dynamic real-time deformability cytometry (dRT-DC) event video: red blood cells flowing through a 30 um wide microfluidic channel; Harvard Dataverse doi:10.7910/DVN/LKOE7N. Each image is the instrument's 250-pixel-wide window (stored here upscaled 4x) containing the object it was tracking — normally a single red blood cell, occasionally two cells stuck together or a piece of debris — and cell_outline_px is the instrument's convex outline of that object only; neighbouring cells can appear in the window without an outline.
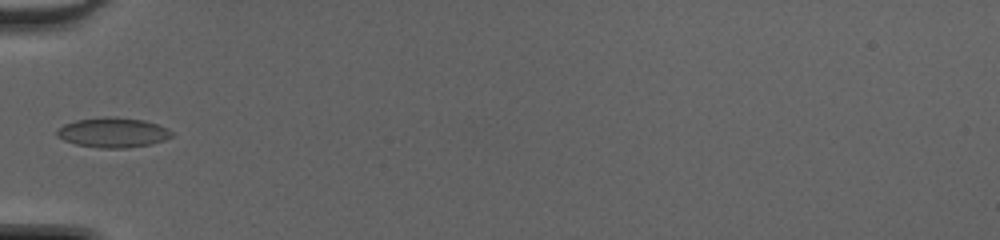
{"species": "common noctule bat (a hibernating species)", "species_latin": "Nyctalus noctula", "temperature_condition": "cold", "stored_images_in_passage": 13, "camera_frame_rate_fps": 3000, "um_per_image_px": 0.085, "animal": {"sex": "female", "body_mass_g": 20.0, "forearm_length_mm": 54.0}, "frame": {"image": 1, "passage_image": 1, "time_ms": 0.0, "image_size_px": [1000, 240], "cell_outline_px": [[172, 136], [164, 140], [152, 144], [128, 148], [100, 148], [76, 144], [64, 140], [56, 136], [56, 132], [64, 124], [76, 120], [108, 116], [116, 116], [144, 120], [168, 128], [172, 132]], "centroid_in_image_um": [9.61, 11.26], "position_along_channel_um": 75.4, "area_um2": 20.06}}
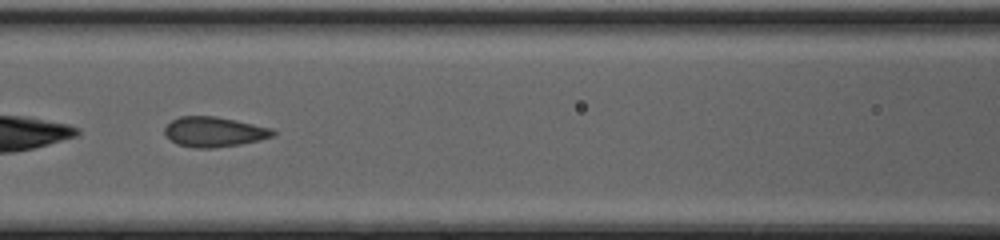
{"frame": {"image": 2, "passage_image": 6, "time_ms": 1.667, "image_size_px": [1000, 240], "cell_outline_px": [[276, 132], [272, 136], [260, 140], [240, 144], [212, 148], [196, 148], [176, 144], [164, 132], [164, 128], [172, 120], [180, 116], [216, 116], [236, 120], [272, 128]], "centroid_in_image_um": [18.2, 11.2], "position_along_channel_um": 148.4, "area_um2": 18.84}}